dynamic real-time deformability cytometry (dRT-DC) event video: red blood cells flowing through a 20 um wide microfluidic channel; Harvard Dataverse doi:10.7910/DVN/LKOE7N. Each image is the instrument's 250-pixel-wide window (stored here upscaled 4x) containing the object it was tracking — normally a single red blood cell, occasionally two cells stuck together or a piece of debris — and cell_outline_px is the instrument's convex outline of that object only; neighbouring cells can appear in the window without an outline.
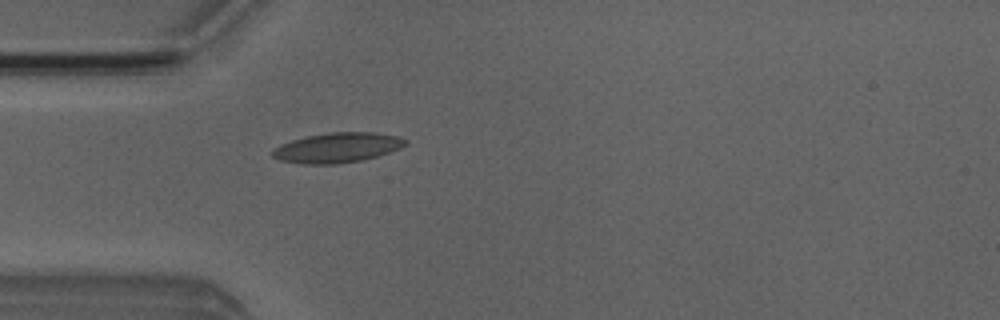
{"species": "Egyptian fruit bat (a non-hibernating species)", "species_latin": "Rousettus aegyptiacus", "temperature_condition": "room temperature", "stored_images_in_passage": 1, "camera_frame_rate_fps": 3000, "um_per_image_px": 0.085, "animal": {"sex": "male"}, "frame": {"image": 1, "passage_image": 1, "time_ms": 0.0, "image_size_px": [1000, 320], "cell_outline_px": [[408, 144], [400, 148], [364, 160], [336, 164], [304, 164], [280, 160], [272, 156], [272, 148], [280, 144], [304, 136], [332, 132], [376, 132], [400, 136], [408, 140]], "centroid_in_image_um": [28.69, 12.54], "position_along_channel_um": 56.3, "area_um2": 23.41}}